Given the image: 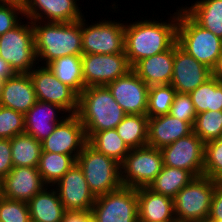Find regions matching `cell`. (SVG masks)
Here are the masks:
<instances>
[{"label":"cell","mask_w":222,"mask_h":222,"mask_svg":"<svg viewBox=\"0 0 222 222\" xmlns=\"http://www.w3.org/2000/svg\"><path fill=\"white\" fill-rule=\"evenodd\" d=\"M176 11L168 22L146 19L125 25L124 52L131 67L143 58L170 49L177 42Z\"/></svg>","instance_id":"obj_1"},{"label":"cell","mask_w":222,"mask_h":222,"mask_svg":"<svg viewBox=\"0 0 222 222\" xmlns=\"http://www.w3.org/2000/svg\"><path fill=\"white\" fill-rule=\"evenodd\" d=\"M32 25L38 64L42 60L47 65L59 57L83 54L81 20L60 23L32 21Z\"/></svg>","instance_id":"obj_2"},{"label":"cell","mask_w":222,"mask_h":222,"mask_svg":"<svg viewBox=\"0 0 222 222\" xmlns=\"http://www.w3.org/2000/svg\"><path fill=\"white\" fill-rule=\"evenodd\" d=\"M88 139L93 133L116 128L127 115L107 86H90L78 95L76 112Z\"/></svg>","instance_id":"obj_3"},{"label":"cell","mask_w":222,"mask_h":222,"mask_svg":"<svg viewBox=\"0 0 222 222\" xmlns=\"http://www.w3.org/2000/svg\"><path fill=\"white\" fill-rule=\"evenodd\" d=\"M177 44L211 70L222 54V39L198 25L183 6L178 10Z\"/></svg>","instance_id":"obj_4"},{"label":"cell","mask_w":222,"mask_h":222,"mask_svg":"<svg viewBox=\"0 0 222 222\" xmlns=\"http://www.w3.org/2000/svg\"><path fill=\"white\" fill-rule=\"evenodd\" d=\"M76 163L95 197L115 191L122 186L120 163L97 151L88 142L78 155Z\"/></svg>","instance_id":"obj_5"},{"label":"cell","mask_w":222,"mask_h":222,"mask_svg":"<svg viewBox=\"0 0 222 222\" xmlns=\"http://www.w3.org/2000/svg\"><path fill=\"white\" fill-rule=\"evenodd\" d=\"M220 182L206 176L195 177L173 198L177 222L207 221L216 186Z\"/></svg>","instance_id":"obj_6"},{"label":"cell","mask_w":222,"mask_h":222,"mask_svg":"<svg viewBox=\"0 0 222 222\" xmlns=\"http://www.w3.org/2000/svg\"><path fill=\"white\" fill-rule=\"evenodd\" d=\"M22 23L0 36V57L8 62L16 73H29L38 63L34 29L32 21L26 22L29 24Z\"/></svg>","instance_id":"obj_7"},{"label":"cell","mask_w":222,"mask_h":222,"mask_svg":"<svg viewBox=\"0 0 222 222\" xmlns=\"http://www.w3.org/2000/svg\"><path fill=\"white\" fill-rule=\"evenodd\" d=\"M120 166L122 186L149 187L163 167L161 150L148 145L130 149Z\"/></svg>","instance_id":"obj_8"},{"label":"cell","mask_w":222,"mask_h":222,"mask_svg":"<svg viewBox=\"0 0 222 222\" xmlns=\"http://www.w3.org/2000/svg\"><path fill=\"white\" fill-rule=\"evenodd\" d=\"M96 222H137L136 188L121 186L115 191L97 196L91 209Z\"/></svg>","instance_id":"obj_9"},{"label":"cell","mask_w":222,"mask_h":222,"mask_svg":"<svg viewBox=\"0 0 222 222\" xmlns=\"http://www.w3.org/2000/svg\"><path fill=\"white\" fill-rule=\"evenodd\" d=\"M81 19L83 54H117L124 52L125 23L99 21L88 26Z\"/></svg>","instance_id":"obj_10"},{"label":"cell","mask_w":222,"mask_h":222,"mask_svg":"<svg viewBox=\"0 0 222 222\" xmlns=\"http://www.w3.org/2000/svg\"><path fill=\"white\" fill-rule=\"evenodd\" d=\"M82 76L84 85L106 86L126 75L130 66L125 52L117 54H82Z\"/></svg>","instance_id":"obj_11"},{"label":"cell","mask_w":222,"mask_h":222,"mask_svg":"<svg viewBox=\"0 0 222 222\" xmlns=\"http://www.w3.org/2000/svg\"><path fill=\"white\" fill-rule=\"evenodd\" d=\"M37 68V69H36ZM37 100L57 104L69 114H76L78 94L62 83L47 65L34 67L29 72Z\"/></svg>","instance_id":"obj_12"},{"label":"cell","mask_w":222,"mask_h":222,"mask_svg":"<svg viewBox=\"0 0 222 222\" xmlns=\"http://www.w3.org/2000/svg\"><path fill=\"white\" fill-rule=\"evenodd\" d=\"M204 144L194 132L178 139L160 149L163 165L187 170L195 177L203 176Z\"/></svg>","instance_id":"obj_13"},{"label":"cell","mask_w":222,"mask_h":222,"mask_svg":"<svg viewBox=\"0 0 222 222\" xmlns=\"http://www.w3.org/2000/svg\"><path fill=\"white\" fill-rule=\"evenodd\" d=\"M51 135L41 142L42 151L72 155L76 158L88 142L84 127L76 114L64 115Z\"/></svg>","instance_id":"obj_14"},{"label":"cell","mask_w":222,"mask_h":222,"mask_svg":"<svg viewBox=\"0 0 222 222\" xmlns=\"http://www.w3.org/2000/svg\"><path fill=\"white\" fill-rule=\"evenodd\" d=\"M106 86L127 115H146L149 86L132 69Z\"/></svg>","instance_id":"obj_15"},{"label":"cell","mask_w":222,"mask_h":222,"mask_svg":"<svg viewBox=\"0 0 222 222\" xmlns=\"http://www.w3.org/2000/svg\"><path fill=\"white\" fill-rule=\"evenodd\" d=\"M55 185L65 211H91L96 197L77 163Z\"/></svg>","instance_id":"obj_16"},{"label":"cell","mask_w":222,"mask_h":222,"mask_svg":"<svg viewBox=\"0 0 222 222\" xmlns=\"http://www.w3.org/2000/svg\"><path fill=\"white\" fill-rule=\"evenodd\" d=\"M212 76V70L174 44L171 85L176 93L190 94Z\"/></svg>","instance_id":"obj_17"},{"label":"cell","mask_w":222,"mask_h":222,"mask_svg":"<svg viewBox=\"0 0 222 222\" xmlns=\"http://www.w3.org/2000/svg\"><path fill=\"white\" fill-rule=\"evenodd\" d=\"M76 1L77 0H22L24 17L26 16V19L30 21L75 22L81 20L84 16Z\"/></svg>","instance_id":"obj_18"},{"label":"cell","mask_w":222,"mask_h":222,"mask_svg":"<svg viewBox=\"0 0 222 222\" xmlns=\"http://www.w3.org/2000/svg\"><path fill=\"white\" fill-rule=\"evenodd\" d=\"M37 167H13L3 178V197L28 202L44 187Z\"/></svg>","instance_id":"obj_19"},{"label":"cell","mask_w":222,"mask_h":222,"mask_svg":"<svg viewBox=\"0 0 222 222\" xmlns=\"http://www.w3.org/2000/svg\"><path fill=\"white\" fill-rule=\"evenodd\" d=\"M29 73H16L4 80L0 105L26 114L37 102Z\"/></svg>","instance_id":"obj_20"},{"label":"cell","mask_w":222,"mask_h":222,"mask_svg":"<svg viewBox=\"0 0 222 222\" xmlns=\"http://www.w3.org/2000/svg\"><path fill=\"white\" fill-rule=\"evenodd\" d=\"M61 111L66 113V110L57 104L38 100L24 115L25 133L42 142L51 135L58 123L65 119L57 116Z\"/></svg>","instance_id":"obj_21"},{"label":"cell","mask_w":222,"mask_h":222,"mask_svg":"<svg viewBox=\"0 0 222 222\" xmlns=\"http://www.w3.org/2000/svg\"><path fill=\"white\" fill-rule=\"evenodd\" d=\"M193 132V127L186 121L178 120L170 114L148 119L147 145L161 149Z\"/></svg>","instance_id":"obj_22"},{"label":"cell","mask_w":222,"mask_h":222,"mask_svg":"<svg viewBox=\"0 0 222 222\" xmlns=\"http://www.w3.org/2000/svg\"><path fill=\"white\" fill-rule=\"evenodd\" d=\"M138 220L140 222L176 221L173 199L149 187L137 188Z\"/></svg>","instance_id":"obj_23"},{"label":"cell","mask_w":222,"mask_h":222,"mask_svg":"<svg viewBox=\"0 0 222 222\" xmlns=\"http://www.w3.org/2000/svg\"><path fill=\"white\" fill-rule=\"evenodd\" d=\"M174 45L159 54L138 61L132 70L150 87L171 83L173 75Z\"/></svg>","instance_id":"obj_24"},{"label":"cell","mask_w":222,"mask_h":222,"mask_svg":"<svg viewBox=\"0 0 222 222\" xmlns=\"http://www.w3.org/2000/svg\"><path fill=\"white\" fill-rule=\"evenodd\" d=\"M27 205L31 222H61L65 212L57 191L48 186L28 201Z\"/></svg>","instance_id":"obj_25"},{"label":"cell","mask_w":222,"mask_h":222,"mask_svg":"<svg viewBox=\"0 0 222 222\" xmlns=\"http://www.w3.org/2000/svg\"><path fill=\"white\" fill-rule=\"evenodd\" d=\"M183 10L202 28L222 39V0L196 1Z\"/></svg>","instance_id":"obj_26"},{"label":"cell","mask_w":222,"mask_h":222,"mask_svg":"<svg viewBox=\"0 0 222 222\" xmlns=\"http://www.w3.org/2000/svg\"><path fill=\"white\" fill-rule=\"evenodd\" d=\"M76 157L42 151L37 169L46 186L55 184L76 164Z\"/></svg>","instance_id":"obj_27"},{"label":"cell","mask_w":222,"mask_h":222,"mask_svg":"<svg viewBox=\"0 0 222 222\" xmlns=\"http://www.w3.org/2000/svg\"><path fill=\"white\" fill-rule=\"evenodd\" d=\"M47 66L62 83L71 87L78 95L85 88L81 56L59 57Z\"/></svg>","instance_id":"obj_28"},{"label":"cell","mask_w":222,"mask_h":222,"mask_svg":"<svg viewBox=\"0 0 222 222\" xmlns=\"http://www.w3.org/2000/svg\"><path fill=\"white\" fill-rule=\"evenodd\" d=\"M14 167H37L42 153L41 142L22 133L10 139Z\"/></svg>","instance_id":"obj_29"},{"label":"cell","mask_w":222,"mask_h":222,"mask_svg":"<svg viewBox=\"0 0 222 222\" xmlns=\"http://www.w3.org/2000/svg\"><path fill=\"white\" fill-rule=\"evenodd\" d=\"M194 178L195 176L187 170L163 165L161 172L149 185V188L173 199Z\"/></svg>","instance_id":"obj_30"},{"label":"cell","mask_w":222,"mask_h":222,"mask_svg":"<svg viewBox=\"0 0 222 222\" xmlns=\"http://www.w3.org/2000/svg\"><path fill=\"white\" fill-rule=\"evenodd\" d=\"M148 117L141 114L126 115L115 128L119 137L129 149L147 145Z\"/></svg>","instance_id":"obj_31"},{"label":"cell","mask_w":222,"mask_h":222,"mask_svg":"<svg viewBox=\"0 0 222 222\" xmlns=\"http://www.w3.org/2000/svg\"><path fill=\"white\" fill-rule=\"evenodd\" d=\"M196 113L222 111V83L213 75L190 94Z\"/></svg>","instance_id":"obj_32"},{"label":"cell","mask_w":222,"mask_h":222,"mask_svg":"<svg viewBox=\"0 0 222 222\" xmlns=\"http://www.w3.org/2000/svg\"><path fill=\"white\" fill-rule=\"evenodd\" d=\"M87 140L97 151L115 159L120 164L130 151L115 128L93 133Z\"/></svg>","instance_id":"obj_33"},{"label":"cell","mask_w":222,"mask_h":222,"mask_svg":"<svg viewBox=\"0 0 222 222\" xmlns=\"http://www.w3.org/2000/svg\"><path fill=\"white\" fill-rule=\"evenodd\" d=\"M175 94L176 90L171 84L150 86L146 116L152 118L169 114Z\"/></svg>","instance_id":"obj_34"},{"label":"cell","mask_w":222,"mask_h":222,"mask_svg":"<svg viewBox=\"0 0 222 222\" xmlns=\"http://www.w3.org/2000/svg\"><path fill=\"white\" fill-rule=\"evenodd\" d=\"M193 132L204 142L222 138V111L198 113Z\"/></svg>","instance_id":"obj_35"},{"label":"cell","mask_w":222,"mask_h":222,"mask_svg":"<svg viewBox=\"0 0 222 222\" xmlns=\"http://www.w3.org/2000/svg\"><path fill=\"white\" fill-rule=\"evenodd\" d=\"M203 176L222 183V138L204 144Z\"/></svg>","instance_id":"obj_36"},{"label":"cell","mask_w":222,"mask_h":222,"mask_svg":"<svg viewBox=\"0 0 222 222\" xmlns=\"http://www.w3.org/2000/svg\"><path fill=\"white\" fill-rule=\"evenodd\" d=\"M25 133L24 114L0 105V139Z\"/></svg>","instance_id":"obj_37"},{"label":"cell","mask_w":222,"mask_h":222,"mask_svg":"<svg viewBox=\"0 0 222 222\" xmlns=\"http://www.w3.org/2000/svg\"><path fill=\"white\" fill-rule=\"evenodd\" d=\"M0 222H31L27 202L0 198Z\"/></svg>","instance_id":"obj_38"},{"label":"cell","mask_w":222,"mask_h":222,"mask_svg":"<svg viewBox=\"0 0 222 222\" xmlns=\"http://www.w3.org/2000/svg\"><path fill=\"white\" fill-rule=\"evenodd\" d=\"M19 14L24 15L22 0L0 2V36L20 23Z\"/></svg>","instance_id":"obj_39"},{"label":"cell","mask_w":222,"mask_h":222,"mask_svg":"<svg viewBox=\"0 0 222 222\" xmlns=\"http://www.w3.org/2000/svg\"><path fill=\"white\" fill-rule=\"evenodd\" d=\"M169 114L178 120L188 122L192 127L197 113L189 94L176 93Z\"/></svg>","instance_id":"obj_40"},{"label":"cell","mask_w":222,"mask_h":222,"mask_svg":"<svg viewBox=\"0 0 222 222\" xmlns=\"http://www.w3.org/2000/svg\"><path fill=\"white\" fill-rule=\"evenodd\" d=\"M10 139H0V178H3L13 169Z\"/></svg>","instance_id":"obj_41"},{"label":"cell","mask_w":222,"mask_h":222,"mask_svg":"<svg viewBox=\"0 0 222 222\" xmlns=\"http://www.w3.org/2000/svg\"><path fill=\"white\" fill-rule=\"evenodd\" d=\"M208 220H222V183L216 186Z\"/></svg>","instance_id":"obj_42"},{"label":"cell","mask_w":222,"mask_h":222,"mask_svg":"<svg viewBox=\"0 0 222 222\" xmlns=\"http://www.w3.org/2000/svg\"><path fill=\"white\" fill-rule=\"evenodd\" d=\"M91 216V211H65L61 222H86Z\"/></svg>","instance_id":"obj_43"},{"label":"cell","mask_w":222,"mask_h":222,"mask_svg":"<svg viewBox=\"0 0 222 222\" xmlns=\"http://www.w3.org/2000/svg\"><path fill=\"white\" fill-rule=\"evenodd\" d=\"M16 74L13 68L6 62L3 58L0 57V78L6 80L9 77H12Z\"/></svg>","instance_id":"obj_44"},{"label":"cell","mask_w":222,"mask_h":222,"mask_svg":"<svg viewBox=\"0 0 222 222\" xmlns=\"http://www.w3.org/2000/svg\"><path fill=\"white\" fill-rule=\"evenodd\" d=\"M212 75L220 82L222 83V54L218 59V62L215 66V68L212 70Z\"/></svg>","instance_id":"obj_45"},{"label":"cell","mask_w":222,"mask_h":222,"mask_svg":"<svg viewBox=\"0 0 222 222\" xmlns=\"http://www.w3.org/2000/svg\"><path fill=\"white\" fill-rule=\"evenodd\" d=\"M3 197L2 179L0 178V198Z\"/></svg>","instance_id":"obj_46"},{"label":"cell","mask_w":222,"mask_h":222,"mask_svg":"<svg viewBox=\"0 0 222 222\" xmlns=\"http://www.w3.org/2000/svg\"><path fill=\"white\" fill-rule=\"evenodd\" d=\"M4 79L0 78V96L2 93V87H3Z\"/></svg>","instance_id":"obj_47"},{"label":"cell","mask_w":222,"mask_h":222,"mask_svg":"<svg viewBox=\"0 0 222 222\" xmlns=\"http://www.w3.org/2000/svg\"><path fill=\"white\" fill-rule=\"evenodd\" d=\"M86 222H96V220L91 216Z\"/></svg>","instance_id":"obj_48"},{"label":"cell","mask_w":222,"mask_h":222,"mask_svg":"<svg viewBox=\"0 0 222 222\" xmlns=\"http://www.w3.org/2000/svg\"><path fill=\"white\" fill-rule=\"evenodd\" d=\"M208 222H222V220H207Z\"/></svg>","instance_id":"obj_49"},{"label":"cell","mask_w":222,"mask_h":222,"mask_svg":"<svg viewBox=\"0 0 222 222\" xmlns=\"http://www.w3.org/2000/svg\"><path fill=\"white\" fill-rule=\"evenodd\" d=\"M7 1H11V0H0V2H7Z\"/></svg>","instance_id":"obj_50"}]
</instances>
